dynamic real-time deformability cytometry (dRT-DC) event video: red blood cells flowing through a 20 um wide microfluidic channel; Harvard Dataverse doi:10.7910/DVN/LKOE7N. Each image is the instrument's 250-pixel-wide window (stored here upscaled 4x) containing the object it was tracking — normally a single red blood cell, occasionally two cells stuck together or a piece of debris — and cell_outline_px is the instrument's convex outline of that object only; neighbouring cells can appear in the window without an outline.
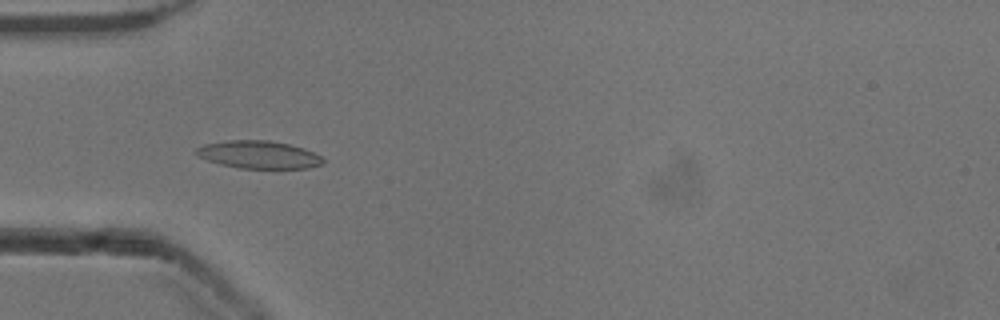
{"species": "common noctule bat (a hibernating species)", "species_latin": "Nyctalus noctula", "temperature_condition": "cold", "stored_images_in_passage": 53, "camera_frame_rate_fps": 3000, "um_per_image_px": 0.085, "animal": {"sex": "male", "body_mass_g": 13.3}, "frame": {"image": 1, "passage_image": 17, "time_ms": 5.333, "image_size_px": [1000, 320], "cell_outline_px": [[324, 164], [308, 168], [240, 168], [220, 164], [196, 156], [192, 152], [196, 148], [204, 144], [228, 140], [268, 140], [288, 144], [304, 148], [320, 156], [324, 160]], "centroid_in_image_um": [21.95, 13.14], "position_along_channel_um": 63.1, "area_um2": 20.52}}
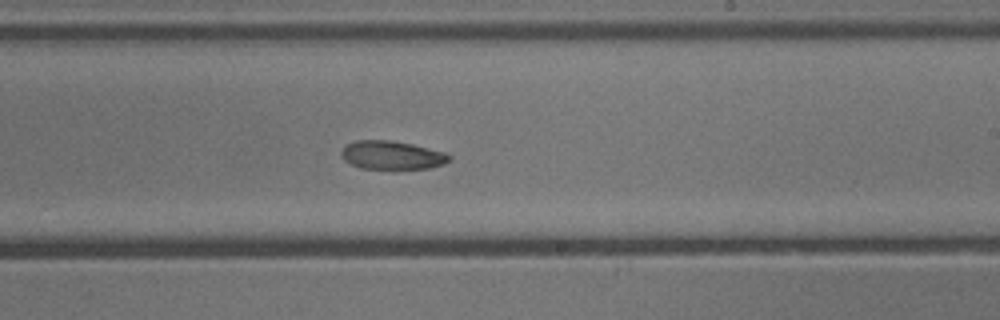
{"frame": {"image": 2, "passage_image": 32, "time_ms": 10.333, "image_size_px": [1000, 320], "cell_outline_px": [[452, 160], [444, 164], [428, 168], [392, 172], [360, 168], [344, 160], [340, 152], [344, 144], [356, 140], [392, 140], [412, 144], [444, 152], [452, 156]], "centroid_in_image_um": [33.31, 13.23], "position_along_channel_um": 255.7, "area_um2": 18.9}}
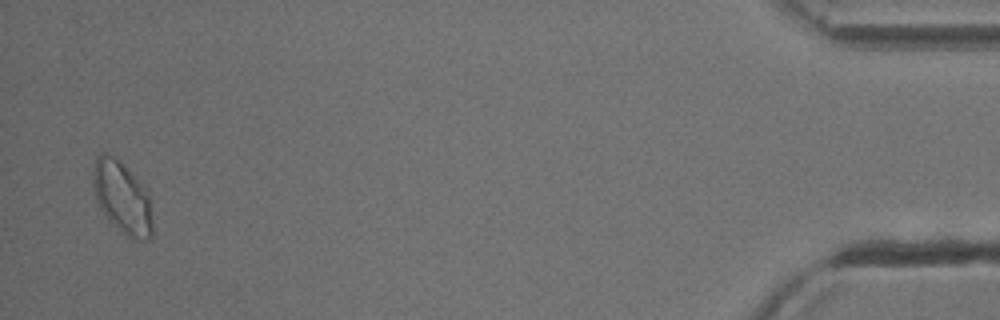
{"frame": {"image": 3, "passage_image": 52, "time_ms": 17.0, "image_size_px": [1000, 320], "cell_outline_px": [[152, 240], [132, 240], [108, 220], [100, 208], [96, 200], [92, 184], [92, 176], [96, 156], [100, 152], [104, 152], [112, 156], [148, 188], [152, 220]], "centroid_in_image_um": [10.39, 16.82], "position_along_channel_um": 424.8, "area_um2": 25.2}, "authors_computed_cell_mechanics": {"area_um2": 19.1896, "velocity_mm_per_s": 3.8736, "shape_relaxation_time_tau1_ms": null, "shape_relaxation_time_tau2_ms": 5.5954, "deformation_change_tau1": null, "deformation_change_tau2": 0.0823}}